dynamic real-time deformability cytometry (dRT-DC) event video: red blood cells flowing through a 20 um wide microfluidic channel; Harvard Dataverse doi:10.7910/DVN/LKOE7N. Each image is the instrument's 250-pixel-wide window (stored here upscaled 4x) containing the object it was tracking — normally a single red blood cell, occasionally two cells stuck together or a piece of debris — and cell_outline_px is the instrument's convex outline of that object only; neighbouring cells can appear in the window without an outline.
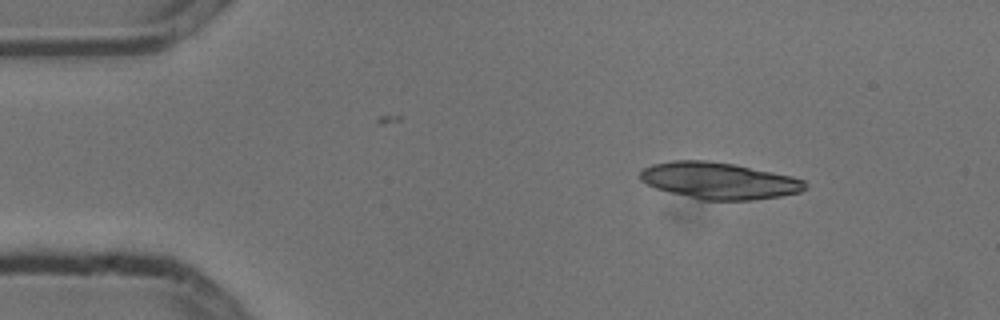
{"species": "common noctule bat (a hibernating species)", "species_latin": "Nyctalus noctula", "temperature_condition": "cold", "stored_images_in_passage": 6, "camera_frame_rate_fps": 3000, "um_per_image_px": 0.085, "animal": {"sex": "male", "body_mass_g": 13.3}, "frame": {"image": 1, "passage_image": 1, "time_ms": 0.0, "image_size_px": [1000, 320], "cell_outline_px": [[804, 188], [800, 192], [780, 196], [752, 200], [700, 200], [668, 192], [656, 188], [640, 180], [640, 172], [644, 168], [652, 164], [672, 160], [708, 160], [736, 164], [792, 176], [804, 180]], "centroid_in_image_um": [61.08, 15.35], "position_along_channel_um": 23.9, "area_um2": 35.26}}
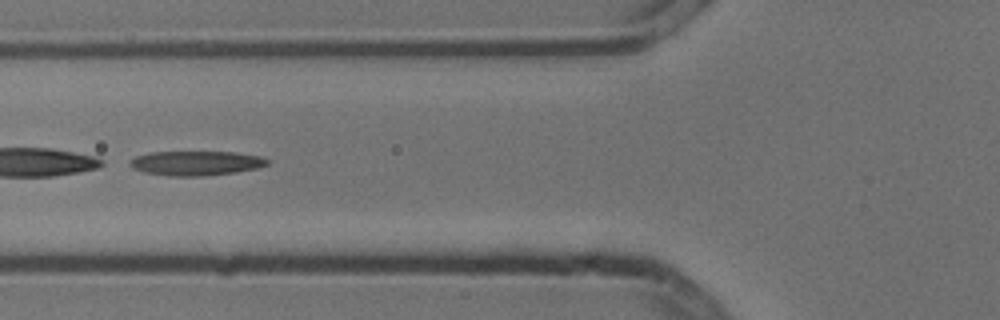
{"frame": {"image": 2, "passage_image": 4, "time_ms": 1.0, "image_size_px": [1000, 320], "cell_outline_px": [[268, 164], [256, 168], [236, 172], [204, 176], [168, 176], [144, 172], [132, 168], [128, 164], [136, 156], [152, 152], [236, 152], [260, 156], [268, 160]], "centroid_in_image_um": [16.65, 13.87], "position_along_channel_um": 109.2, "area_um2": 19.54}}
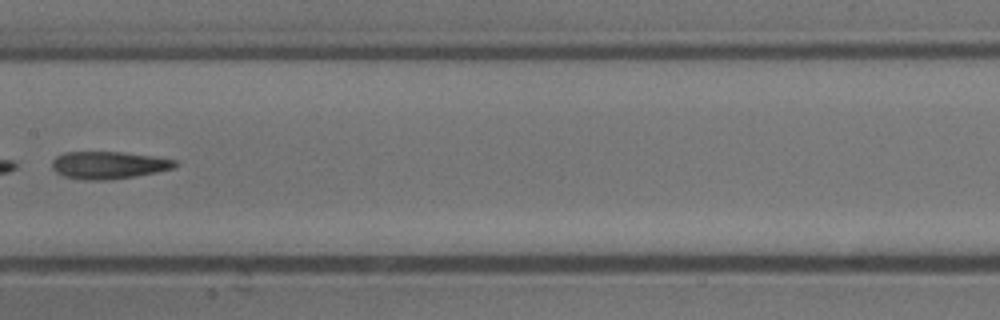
{"frame": {"image": 3, "passage_image": 6, "time_ms": 1.667, "image_size_px": [1000, 320], "cell_outline_px": [[176, 164], [172, 168], [156, 172], [132, 176], [104, 180], [84, 180], [64, 176], [56, 172], [52, 168], [52, 160], [56, 156], [64, 152], [120, 152], [152, 156], [176, 160]], "centroid_in_image_um": [9.17, 14.03], "position_along_channel_um": 198.2, "area_um2": 19.36}}